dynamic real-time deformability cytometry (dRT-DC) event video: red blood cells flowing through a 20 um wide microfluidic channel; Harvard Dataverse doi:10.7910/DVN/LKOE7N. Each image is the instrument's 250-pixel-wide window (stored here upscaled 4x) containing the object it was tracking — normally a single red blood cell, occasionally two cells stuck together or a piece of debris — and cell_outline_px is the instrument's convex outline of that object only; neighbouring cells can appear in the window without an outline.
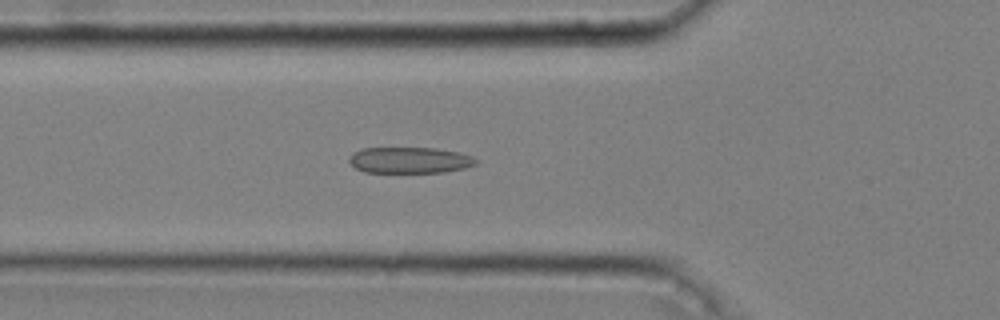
{"species": "common noctule bat (a hibernating species)", "species_latin": "Nyctalus noctula", "temperature_condition": "cold", "stored_images_in_passage": 52, "camera_frame_rate_fps": 3000, "um_per_image_px": 0.085, "animal": {"sex": "male", "body_mass_g": 20.4}, "frame": {"image": 1, "passage_image": 19, "time_ms": 6.0, "image_size_px": [1000, 320], "cell_outline_px": [[476, 164], [464, 168], [444, 172], [364, 172], [356, 168], [348, 160], [348, 156], [352, 152], [360, 148], [436, 148], [456, 152], [472, 156], [476, 160]], "centroid_in_image_um": [34.77, 13.61], "position_along_channel_um": 91.0, "area_um2": 19.25}}
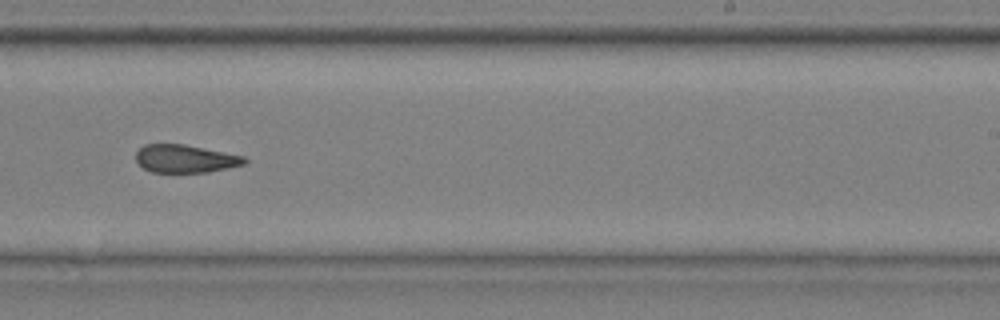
{"frame": {"image": 2, "passage_image": 34, "time_ms": 11.0, "image_size_px": [1000, 320], "cell_outline_px": [[248, 160], [244, 164], [228, 168], [208, 172], [152, 172], [144, 168], [136, 160], [136, 152], [144, 144], [184, 144], [244, 156]], "centroid_in_image_um": [15.75, 13.49], "position_along_channel_um": 273.3, "area_um2": 17.57}}
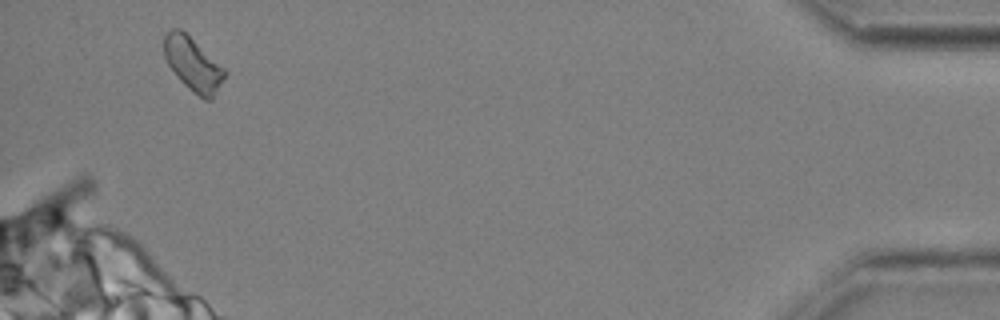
{"frame": {"image": 3, "passage_image": 51, "time_ms": 16.667, "image_size_px": [1000, 320], "cell_outline_px": [[228, 72], [212, 100], [204, 100], [192, 92], [176, 76], [168, 64], [164, 56], [164, 36], [172, 28], [180, 28], [224, 68]], "centroid_in_image_um": [16.41, 5.49], "position_along_channel_um": 418.8, "area_um2": 18.79}, "authors_computed_cell_mechanics": {"area_um2": 19.074, "velocity_mm_per_s": 3.6487, "shape_relaxation_time_tau1_ms": 11.0246, "shape_relaxation_time_tau2_ms": 2.3821, "deformation_change_tau1": 0.2007, "deformation_change_tau2": 0.1136}}